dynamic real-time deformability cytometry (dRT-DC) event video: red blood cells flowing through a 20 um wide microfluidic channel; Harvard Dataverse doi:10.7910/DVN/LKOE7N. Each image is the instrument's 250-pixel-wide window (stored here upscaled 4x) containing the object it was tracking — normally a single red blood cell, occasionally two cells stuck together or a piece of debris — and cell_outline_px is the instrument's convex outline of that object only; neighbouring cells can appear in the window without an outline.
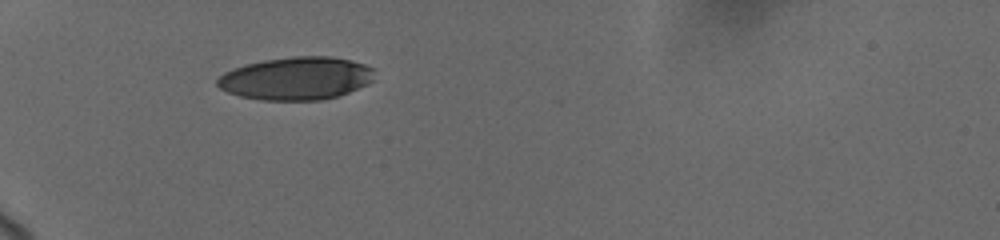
{"species": "human", "species_latin": "Homo sapiens", "temperature_condition": "cold", "stored_images_in_passage": 2, "camera_frame_rate_fps": 3000, "um_per_image_px": 0.085, "donor": {"sex": "female"}, "frame": {"image": 1, "passage_image": 1, "time_ms": 0.0, "image_size_px": [1000, 240], "cell_outline_px": [[372, 80], [368, 84], [348, 92], [336, 96], [320, 100], [260, 100], [240, 96], [228, 92], [220, 88], [216, 84], [216, 80], [224, 72], [248, 64], [264, 60], [292, 56], [332, 56], [364, 64], [372, 68]], "centroid_in_image_um": [25.16, 6.66], "position_along_channel_um": 59.8, "area_um2": 38.96}}